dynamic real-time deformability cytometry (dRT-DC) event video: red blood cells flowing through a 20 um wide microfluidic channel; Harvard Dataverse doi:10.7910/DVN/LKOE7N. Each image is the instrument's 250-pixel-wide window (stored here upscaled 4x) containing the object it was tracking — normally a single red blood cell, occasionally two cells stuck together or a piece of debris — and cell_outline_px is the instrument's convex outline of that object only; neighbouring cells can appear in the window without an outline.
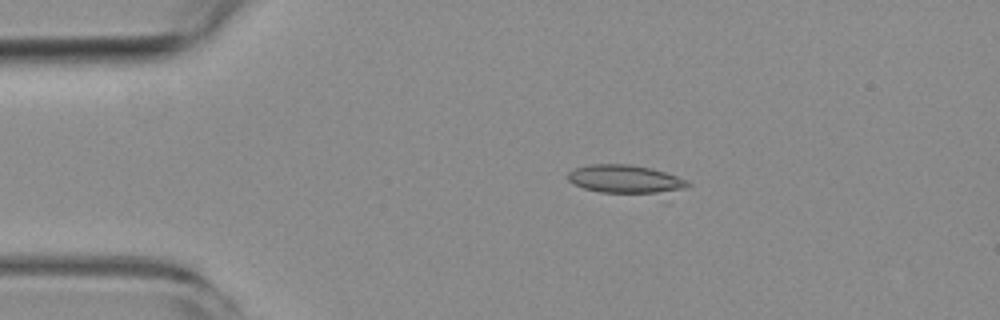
{"species": "common noctule bat (a hibernating species)", "species_latin": "Nyctalus noctula", "temperature_condition": "room temperature", "stored_images_in_passage": 3, "camera_frame_rate_fps": 3000, "um_per_image_px": 0.085, "animal": {"sex": "female", "body_mass_g": 19.3, "forearm_length_mm": 54.1}, "frame": {"image": 1, "passage_image": 2, "time_ms": 1.333, "image_size_px": [1000, 320], "cell_outline_px": [[692, 184], [664, 204], [600, 192], [584, 188], [572, 184], [568, 180], [568, 172], [576, 168], [592, 164], [628, 164], [648, 168], [664, 172], [688, 180]], "centroid_in_image_um": [53.47, 15.44], "position_along_channel_um": 31.5, "area_um2": 23.06}}